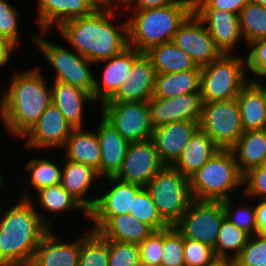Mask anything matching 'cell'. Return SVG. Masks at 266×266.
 Instances as JSON below:
<instances>
[{
    "mask_svg": "<svg viewBox=\"0 0 266 266\" xmlns=\"http://www.w3.org/2000/svg\"><path fill=\"white\" fill-rule=\"evenodd\" d=\"M0 266H8L0 257Z\"/></svg>",
    "mask_w": 266,
    "mask_h": 266,
    "instance_id": "6f0895ef",
    "label": "cell"
},
{
    "mask_svg": "<svg viewBox=\"0 0 266 266\" xmlns=\"http://www.w3.org/2000/svg\"><path fill=\"white\" fill-rule=\"evenodd\" d=\"M208 266H235L234 260L231 259H216Z\"/></svg>",
    "mask_w": 266,
    "mask_h": 266,
    "instance_id": "f5cc1de1",
    "label": "cell"
},
{
    "mask_svg": "<svg viewBox=\"0 0 266 266\" xmlns=\"http://www.w3.org/2000/svg\"><path fill=\"white\" fill-rule=\"evenodd\" d=\"M37 24L41 32H50L65 22L87 16L100 7L94 0H36Z\"/></svg>",
    "mask_w": 266,
    "mask_h": 266,
    "instance_id": "d6986e66",
    "label": "cell"
},
{
    "mask_svg": "<svg viewBox=\"0 0 266 266\" xmlns=\"http://www.w3.org/2000/svg\"><path fill=\"white\" fill-rule=\"evenodd\" d=\"M255 202L257 233L266 237V200H255Z\"/></svg>",
    "mask_w": 266,
    "mask_h": 266,
    "instance_id": "816d5d0a",
    "label": "cell"
},
{
    "mask_svg": "<svg viewBox=\"0 0 266 266\" xmlns=\"http://www.w3.org/2000/svg\"><path fill=\"white\" fill-rule=\"evenodd\" d=\"M158 214L174 226L191 203L189 179L171 165H165L145 186Z\"/></svg>",
    "mask_w": 266,
    "mask_h": 266,
    "instance_id": "ba28073f",
    "label": "cell"
},
{
    "mask_svg": "<svg viewBox=\"0 0 266 266\" xmlns=\"http://www.w3.org/2000/svg\"><path fill=\"white\" fill-rule=\"evenodd\" d=\"M140 247V263L146 266H161L163 249V229L153 231Z\"/></svg>",
    "mask_w": 266,
    "mask_h": 266,
    "instance_id": "7dc6e473",
    "label": "cell"
},
{
    "mask_svg": "<svg viewBox=\"0 0 266 266\" xmlns=\"http://www.w3.org/2000/svg\"><path fill=\"white\" fill-rule=\"evenodd\" d=\"M230 150L243 175L266 164V129L244 131Z\"/></svg>",
    "mask_w": 266,
    "mask_h": 266,
    "instance_id": "f546056e",
    "label": "cell"
},
{
    "mask_svg": "<svg viewBox=\"0 0 266 266\" xmlns=\"http://www.w3.org/2000/svg\"><path fill=\"white\" fill-rule=\"evenodd\" d=\"M198 125L220 149H230L244 132L236 98L203 102Z\"/></svg>",
    "mask_w": 266,
    "mask_h": 266,
    "instance_id": "9c48e42d",
    "label": "cell"
},
{
    "mask_svg": "<svg viewBox=\"0 0 266 266\" xmlns=\"http://www.w3.org/2000/svg\"><path fill=\"white\" fill-rule=\"evenodd\" d=\"M219 150L210 136L198 128L172 166L189 179Z\"/></svg>",
    "mask_w": 266,
    "mask_h": 266,
    "instance_id": "f1b7e54d",
    "label": "cell"
},
{
    "mask_svg": "<svg viewBox=\"0 0 266 266\" xmlns=\"http://www.w3.org/2000/svg\"><path fill=\"white\" fill-rule=\"evenodd\" d=\"M46 34L47 32H39V34L31 32L27 38L36 46L38 52L40 51L39 53L46 59L49 68L54 72L53 81L79 87L93 97L95 81L93 66L95 64L78 54L68 44L66 48V45L60 44V46L53 41L50 42L49 39L45 38L44 35Z\"/></svg>",
    "mask_w": 266,
    "mask_h": 266,
    "instance_id": "8992f818",
    "label": "cell"
},
{
    "mask_svg": "<svg viewBox=\"0 0 266 266\" xmlns=\"http://www.w3.org/2000/svg\"><path fill=\"white\" fill-rule=\"evenodd\" d=\"M225 217L222 201L193 199L174 227L184 238L214 248Z\"/></svg>",
    "mask_w": 266,
    "mask_h": 266,
    "instance_id": "8fae6325",
    "label": "cell"
},
{
    "mask_svg": "<svg viewBox=\"0 0 266 266\" xmlns=\"http://www.w3.org/2000/svg\"><path fill=\"white\" fill-rule=\"evenodd\" d=\"M145 53L151 58L156 74L175 73L197 68L192 58L172 41L152 46Z\"/></svg>",
    "mask_w": 266,
    "mask_h": 266,
    "instance_id": "836d02e7",
    "label": "cell"
},
{
    "mask_svg": "<svg viewBox=\"0 0 266 266\" xmlns=\"http://www.w3.org/2000/svg\"><path fill=\"white\" fill-rule=\"evenodd\" d=\"M13 204L0 212V257L8 266H29L51 229L28 199L18 197Z\"/></svg>",
    "mask_w": 266,
    "mask_h": 266,
    "instance_id": "3957f363",
    "label": "cell"
},
{
    "mask_svg": "<svg viewBox=\"0 0 266 266\" xmlns=\"http://www.w3.org/2000/svg\"><path fill=\"white\" fill-rule=\"evenodd\" d=\"M97 108L98 113L129 142L152 138L154 128L148 101H105Z\"/></svg>",
    "mask_w": 266,
    "mask_h": 266,
    "instance_id": "30bf717a",
    "label": "cell"
},
{
    "mask_svg": "<svg viewBox=\"0 0 266 266\" xmlns=\"http://www.w3.org/2000/svg\"><path fill=\"white\" fill-rule=\"evenodd\" d=\"M246 57L223 54L201 68L200 94L203 102L230 100L238 96L251 79L247 76ZM248 77V78H247Z\"/></svg>",
    "mask_w": 266,
    "mask_h": 266,
    "instance_id": "52a82bcc",
    "label": "cell"
},
{
    "mask_svg": "<svg viewBox=\"0 0 266 266\" xmlns=\"http://www.w3.org/2000/svg\"><path fill=\"white\" fill-rule=\"evenodd\" d=\"M20 15L17 6L8 0H0V38L12 40L19 47L22 41L20 28ZM20 22V23H19Z\"/></svg>",
    "mask_w": 266,
    "mask_h": 266,
    "instance_id": "60d3db41",
    "label": "cell"
},
{
    "mask_svg": "<svg viewBox=\"0 0 266 266\" xmlns=\"http://www.w3.org/2000/svg\"><path fill=\"white\" fill-rule=\"evenodd\" d=\"M121 10L118 1L100 6L90 15L65 22L55 31L69 47L96 64L129 46L127 18ZM119 15L123 22H117Z\"/></svg>",
    "mask_w": 266,
    "mask_h": 266,
    "instance_id": "6da1fadb",
    "label": "cell"
},
{
    "mask_svg": "<svg viewBox=\"0 0 266 266\" xmlns=\"http://www.w3.org/2000/svg\"><path fill=\"white\" fill-rule=\"evenodd\" d=\"M243 176L232 151L220 149L189 178L192 199L222 201L233 198L236 190L241 188L243 192Z\"/></svg>",
    "mask_w": 266,
    "mask_h": 266,
    "instance_id": "5b68a950",
    "label": "cell"
},
{
    "mask_svg": "<svg viewBox=\"0 0 266 266\" xmlns=\"http://www.w3.org/2000/svg\"><path fill=\"white\" fill-rule=\"evenodd\" d=\"M262 81L250 79L236 97L244 131L265 129L266 84Z\"/></svg>",
    "mask_w": 266,
    "mask_h": 266,
    "instance_id": "4316f807",
    "label": "cell"
},
{
    "mask_svg": "<svg viewBox=\"0 0 266 266\" xmlns=\"http://www.w3.org/2000/svg\"><path fill=\"white\" fill-rule=\"evenodd\" d=\"M73 129L63 114L51 103L19 140H23L24 149L51 153L64 147Z\"/></svg>",
    "mask_w": 266,
    "mask_h": 266,
    "instance_id": "4fadbf2b",
    "label": "cell"
},
{
    "mask_svg": "<svg viewBox=\"0 0 266 266\" xmlns=\"http://www.w3.org/2000/svg\"><path fill=\"white\" fill-rule=\"evenodd\" d=\"M1 168H0V193H2V189L4 188V186H6L5 185V181H7L6 179H5V176H3V175H5V174H3L2 172H1Z\"/></svg>",
    "mask_w": 266,
    "mask_h": 266,
    "instance_id": "11a10c76",
    "label": "cell"
},
{
    "mask_svg": "<svg viewBox=\"0 0 266 266\" xmlns=\"http://www.w3.org/2000/svg\"><path fill=\"white\" fill-rule=\"evenodd\" d=\"M129 214L149 225L154 231L168 227L158 214L153 199L145 187L133 198L132 210L129 211Z\"/></svg>",
    "mask_w": 266,
    "mask_h": 266,
    "instance_id": "f35d334b",
    "label": "cell"
},
{
    "mask_svg": "<svg viewBox=\"0 0 266 266\" xmlns=\"http://www.w3.org/2000/svg\"><path fill=\"white\" fill-rule=\"evenodd\" d=\"M172 42L187 53L197 67H204L220 58L217 47L204 23L192 12L179 26Z\"/></svg>",
    "mask_w": 266,
    "mask_h": 266,
    "instance_id": "5bb4252c",
    "label": "cell"
},
{
    "mask_svg": "<svg viewBox=\"0 0 266 266\" xmlns=\"http://www.w3.org/2000/svg\"><path fill=\"white\" fill-rule=\"evenodd\" d=\"M123 12L128 23V45L146 52L152 46L172 41L179 26L193 12V0H179L160 8Z\"/></svg>",
    "mask_w": 266,
    "mask_h": 266,
    "instance_id": "277c9868",
    "label": "cell"
},
{
    "mask_svg": "<svg viewBox=\"0 0 266 266\" xmlns=\"http://www.w3.org/2000/svg\"><path fill=\"white\" fill-rule=\"evenodd\" d=\"M105 185L97 195L94 208L89 212V228L98 231L111 217L129 214L132 210L133 198L144 188L140 185L127 183L116 177L105 178ZM110 187V188H109ZM107 188V189H106ZM104 190V191H103Z\"/></svg>",
    "mask_w": 266,
    "mask_h": 266,
    "instance_id": "7c38bea8",
    "label": "cell"
},
{
    "mask_svg": "<svg viewBox=\"0 0 266 266\" xmlns=\"http://www.w3.org/2000/svg\"><path fill=\"white\" fill-rule=\"evenodd\" d=\"M250 1L266 7V0H250Z\"/></svg>",
    "mask_w": 266,
    "mask_h": 266,
    "instance_id": "9f6ffc18",
    "label": "cell"
},
{
    "mask_svg": "<svg viewBox=\"0 0 266 266\" xmlns=\"http://www.w3.org/2000/svg\"><path fill=\"white\" fill-rule=\"evenodd\" d=\"M17 70L0 93V124L6 133L20 139L51 104V81L38 65Z\"/></svg>",
    "mask_w": 266,
    "mask_h": 266,
    "instance_id": "7a4b0ae2",
    "label": "cell"
},
{
    "mask_svg": "<svg viewBox=\"0 0 266 266\" xmlns=\"http://www.w3.org/2000/svg\"><path fill=\"white\" fill-rule=\"evenodd\" d=\"M19 46L12 40L0 38V69L10 66V62ZM13 54V55H12ZM8 64V65H7ZM5 66V67H4Z\"/></svg>",
    "mask_w": 266,
    "mask_h": 266,
    "instance_id": "f907efd6",
    "label": "cell"
},
{
    "mask_svg": "<svg viewBox=\"0 0 266 266\" xmlns=\"http://www.w3.org/2000/svg\"><path fill=\"white\" fill-rule=\"evenodd\" d=\"M78 237L68 241L51 229L37 246L29 266H79L81 235Z\"/></svg>",
    "mask_w": 266,
    "mask_h": 266,
    "instance_id": "7402d4cb",
    "label": "cell"
},
{
    "mask_svg": "<svg viewBox=\"0 0 266 266\" xmlns=\"http://www.w3.org/2000/svg\"><path fill=\"white\" fill-rule=\"evenodd\" d=\"M141 53L137 49L128 46L119 54L95 64L96 66L100 64L103 69L100 71L102 72L101 75H97L102 76V78L97 79L95 75L94 79L93 100L97 103V106L109 100L123 82L130 78L129 71L132 68L133 61Z\"/></svg>",
    "mask_w": 266,
    "mask_h": 266,
    "instance_id": "e0dca14e",
    "label": "cell"
},
{
    "mask_svg": "<svg viewBox=\"0 0 266 266\" xmlns=\"http://www.w3.org/2000/svg\"><path fill=\"white\" fill-rule=\"evenodd\" d=\"M155 70L151 58L142 52L132 64L129 77L107 101H148L153 96Z\"/></svg>",
    "mask_w": 266,
    "mask_h": 266,
    "instance_id": "603a6c76",
    "label": "cell"
},
{
    "mask_svg": "<svg viewBox=\"0 0 266 266\" xmlns=\"http://www.w3.org/2000/svg\"><path fill=\"white\" fill-rule=\"evenodd\" d=\"M251 236L238 228L226 217L219 229L214 253L217 259L234 260L247 244Z\"/></svg>",
    "mask_w": 266,
    "mask_h": 266,
    "instance_id": "e575fe53",
    "label": "cell"
},
{
    "mask_svg": "<svg viewBox=\"0 0 266 266\" xmlns=\"http://www.w3.org/2000/svg\"><path fill=\"white\" fill-rule=\"evenodd\" d=\"M246 200L241 202L238 206L235 204L233 198L222 200L225 216L228 220H230L233 224H235L241 230L247 232L250 236L257 234V224H256V216H255V202L251 204L248 197L244 195L242 198Z\"/></svg>",
    "mask_w": 266,
    "mask_h": 266,
    "instance_id": "74e56055",
    "label": "cell"
},
{
    "mask_svg": "<svg viewBox=\"0 0 266 266\" xmlns=\"http://www.w3.org/2000/svg\"><path fill=\"white\" fill-rule=\"evenodd\" d=\"M161 266H186L184 237L174 226L163 229Z\"/></svg>",
    "mask_w": 266,
    "mask_h": 266,
    "instance_id": "ab89813d",
    "label": "cell"
},
{
    "mask_svg": "<svg viewBox=\"0 0 266 266\" xmlns=\"http://www.w3.org/2000/svg\"><path fill=\"white\" fill-rule=\"evenodd\" d=\"M100 181L102 180L99 178L97 171L92 167L67 160L63 157L61 185L87 210L88 213L94 208L97 200L96 194H98H93L91 190H95V185L98 186L99 184L97 183H100Z\"/></svg>",
    "mask_w": 266,
    "mask_h": 266,
    "instance_id": "cb8c5ba5",
    "label": "cell"
},
{
    "mask_svg": "<svg viewBox=\"0 0 266 266\" xmlns=\"http://www.w3.org/2000/svg\"><path fill=\"white\" fill-rule=\"evenodd\" d=\"M49 157L41 158H31L24 164L23 167L25 169L26 174H29L26 178H28L26 182V186H30V188L27 187L24 188V192L17 195L19 198L22 199H29L33 193L36 192L44 187L57 185L61 183V177H62V160L61 165L53 158L48 159ZM32 189V191H31ZM34 189V190H33Z\"/></svg>",
    "mask_w": 266,
    "mask_h": 266,
    "instance_id": "1f68e13d",
    "label": "cell"
},
{
    "mask_svg": "<svg viewBox=\"0 0 266 266\" xmlns=\"http://www.w3.org/2000/svg\"><path fill=\"white\" fill-rule=\"evenodd\" d=\"M51 103L63 114L73 128L87 127L85 108L96 106L90 93L83 89L60 81L51 82ZM87 104V105H85ZM93 104V105H92Z\"/></svg>",
    "mask_w": 266,
    "mask_h": 266,
    "instance_id": "484cf974",
    "label": "cell"
},
{
    "mask_svg": "<svg viewBox=\"0 0 266 266\" xmlns=\"http://www.w3.org/2000/svg\"><path fill=\"white\" fill-rule=\"evenodd\" d=\"M234 263L235 266H266V237L258 233L251 236Z\"/></svg>",
    "mask_w": 266,
    "mask_h": 266,
    "instance_id": "b9f144b4",
    "label": "cell"
},
{
    "mask_svg": "<svg viewBox=\"0 0 266 266\" xmlns=\"http://www.w3.org/2000/svg\"><path fill=\"white\" fill-rule=\"evenodd\" d=\"M139 244L109 240V266H140Z\"/></svg>",
    "mask_w": 266,
    "mask_h": 266,
    "instance_id": "7bdbcfd3",
    "label": "cell"
},
{
    "mask_svg": "<svg viewBox=\"0 0 266 266\" xmlns=\"http://www.w3.org/2000/svg\"><path fill=\"white\" fill-rule=\"evenodd\" d=\"M250 0H193V9H217L240 14Z\"/></svg>",
    "mask_w": 266,
    "mask_h": 266,
    "instance_id": "c3c4849f",
    "label": "cell"
},
{
    "mask_svg": "<svg viewBox=\"0 0 266 266\" xmlns=\"http://www.w3.org/2000/svg\"><path fill=\"white\" fill-rule=\"evenodd\" d=\"M154 230L131 214L111 217L97 232L106 240L140 244Z\"/></svg>",
    "mask_w": 266,
    "mask_h": 266,
    "instance_id": "4dcf8cb0",
    "label": "cell"
},
{
    "mask_svg": "<svg viewBox=\"0 0 266 266\" xmlns=\"http://www.w3.org/2000/svg\"><path fill=\"white\" fill-rule=\"evenodd\" d=\"M245 51L247 73L253 80L266 79V39H260L247 46ZM247 53V54H246Z\"/></svg>",
    "mask_w": 266,
    "mask_h": 266,
    "instance_id": "ee69618b",
    "label": "cell"
},
{
    "mask_svg": "<svg viewBox=\"0 0 266 266\" xmlns=\"http://www.w3.org/2000/svg\"><path fill=\"white\" fill-rule=\"evenodd\" d=\"M43 222L52 230L53 222L63 212H81L89 220L87 210L60 184L44 187L28 199ZM38 203V204H37ZM52 214V215H51ZM49 216V217H48ZM55 219V220H54Z\"/></svg>",
    "mask_w": 266,
    "mask_h": 266,
    "instance_id": "ffe728a7",
    "label": "cell"
},
{
    "mask_svg": "<svg viewBox=\"0 0 266 266\" xmlns=\"http://www.w3.org/2000/svg\"><path fill=\"white\" fill-rule=\"evenodd\" d=\"M184 256L186 266H208L217 259L212 247L188 238H184Z\"/></svg>",
    "mask_w": 266,
    "mask_h": 266,
    "instance_id": "bcb514c9",
    "label": "cell"
},
{
    "mask_svg": "<svg viewBox=\"0 0 266 266\" xmlns=\"http://www.w3.org/2000/svg\"><path fill=\"white\" fill-rule=\"evenodd\" d=\"M79 266H109V240L91 229L83 231Z\"/></svg>",
    "mask_w": 266,
    "mask_h": 266,
    "instance_id": "d590c367",
    "label": "cell"
},
{
    "mask_svg": "<svg viewBox=\"0 0 266 266\" xmlns=\"http://www.w3.org/2000/svg\"><path fill=\"white\" fill-rule=\"evenodd\" d=\"M148 104L151 124L156 128L180 121L199 122L203 101L200 92H194L172 98L152 96Z\"/></svg>",
    "mask_w": 266,
    "mask_h": 266,
    "instance_id": "2e32d148",
    "label": "cell"
},
{
    "mask_svg": "<svg viewBox=\"0 0 266 266\" xmlns=\"http://www.w3.org/2000/svg\"><path fill=\"white\" fill-rule=\"evenodd\" d=\"M204 23L213 41L223 54H237L238 44L245 42L239 15L217 9H193Z\"/></svg>",
    "mask_w": 266,
    "mask_h": 266,
    "instance_id": "ac0fdd59",
    "label": "cell"
},
{
    "mask_svg": "<svg viewBox=\"0 0 266 266\" xmlns=\"http://www.w3.org/2000/svg\"><path fill=\"white\" fill-rule=\"evenodd\" d=\"M251 201L266 200V164L250 169L243 176V193Z\"/></svg>",
    "mask_w": 266,
    "mask_h": 266,
    "instance_id": "f6af8a7d",
    "label": "cell"
},
{
    "mask_svg": "<svg viewBox=\"0 0 266 266\" xmlns=\"http://www.w3.org/2000/svg\"><path fill=\"white\" fill-rule=\"evenodd\" d=\"M199 128L196 121H180L158 126L153 129L151 140L165 165H173L193 133Z\"/></svg>",
    "mask_w": 266,
    "mask_h": 266,
    "instance_id": "d4e9b609",
    "label": "cell"
},
{
    "mask_svg": "<svg viewBox=\"0 0 266 266\" xmlns=\"http://www.w3.org/2000/svg\"><path fill=\"white\" fill-rule=\"evenodd\" d=\"M123 10H146L169 6L179 0H117Z\"/></svg>",
    "mask_w": 266,
    "mask_h": 266,
    "instance_id": "681fc988",
    "label": "cell"
},
{
    "mask_svg": "<svg viewBox=\"0 0 266 266\" xmlns=\"http://www.w3.org/2000/svg\"><path fill=\"white\" fill-rule=\"evenodd\" d=\"M201 68L193 70L156 74L154 97L172 98L188 93L200 92Z\"/></svg>",
    "mask_w": 266,
    "mask_h": 266,
    "instance_id": "d6a6232c",
    "label": "cell"
},
{
    "mask_svg": "<svg viewBox=\"0 0 266 266\" xmlns=\"http://www.w3.org/2000/svg\"><path fill=\"white\" fill-rule=\"evenodd\" d=\"M164 166L151 139L130 142L116 178L145 187Z\"/></svg>",
    "mask_w": 266,
    "mask_h": 266,
    "instance_id": "9a60e30c",
    "label": "cell"
},
{
    "mask_svg": "<svg viewBox=\"0 0 266 266\" xmlns=\"http://www.w3.org/2000/svg\"><path fill=\"white\" fill-rule=\"evenodd\" d=\"M245 47L254 41L266 39V7L249 1L239 14Z\"/></svg>",
    "mask_w": 266,
    "mask_h": 266,
    "instance_id": "8d00e7d4",
    "label": "cell"
},
{
    "mask_svg": "<svg viewBox=\"0 0 266 266\" xmlns=\"http://www.w3.org/2000/svg\"><path fill=\"white\" fill-rule=\"evenodd\" d=\"M95 132L101 150L99 178L116 177L121 170L130 142L101 115Z\"/></svg>",
    "mask_w": 266,
    "mask_h": 266,
    "instance_id": "44dd1931",
    "label": "cell"
},
{
    "mask_svg": "<svg viewBox=\"0 0 266 266\" xmlns=\"http://www.w3.org/2000/svg\"><path fill=\"white\" fill-rule=\"evenodd\" d=\"M99 6H106L116 2L117 0H94Z\"/></svg>",
    "mask_w": 266,
    "mask_h": 266,
    "instance_id": "db71d44e",
    "label": "cell"
},
{
    "mask_svg": "<svg viewBox=\"0 0 266 266\" xmlns=\"http://www.w3.org/2000/svg\"><path fill=\"white\" fill-rule=\"evenodd\" d=\"M92 128H74L68 137L61 157L73 162L88 165L97 171L99 176V166L101 150L98 138Z\"/></svg>",
    "mask_w": 266,
    "mask_h": 266,
    "instance_id": "83f0119b",
    "label": "cell"
}]
</instances>
